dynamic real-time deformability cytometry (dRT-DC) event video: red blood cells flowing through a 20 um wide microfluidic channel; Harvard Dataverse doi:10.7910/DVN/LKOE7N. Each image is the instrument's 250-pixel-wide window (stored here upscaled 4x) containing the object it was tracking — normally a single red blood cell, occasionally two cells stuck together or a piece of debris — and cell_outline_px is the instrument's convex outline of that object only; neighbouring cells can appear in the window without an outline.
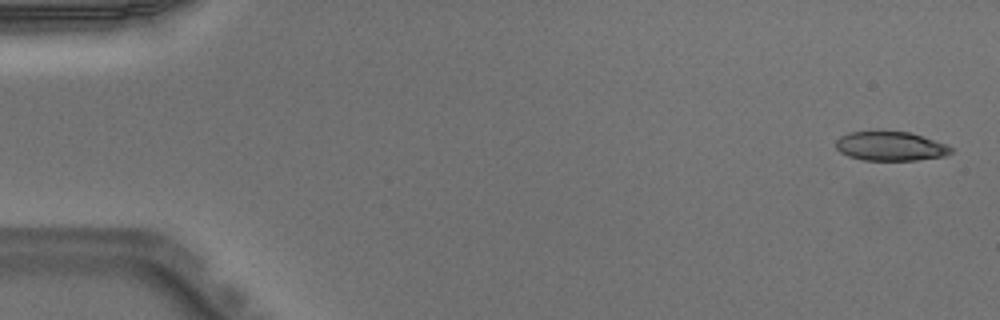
{"species": "Egyptian fruit bat (a non-hibernating species)", "species_latin": "Rousettus aegyptiacus", "temperature_condition": "warm", "stored_images_in_passage": 4, "camera_frame_rate_fps": 3000, "um_per_image_px": 0.085, "animal": {"sex": "male"}, "frame": {"image": 1, "passage_image": 1, "time_ms": 0.0, "image_size_px": [1000, 320], "cell_outline_px": [[952, 152], [944, 156], [916, 160], [864, 160], [848, 156], [840, 152], [836, 148], [836, 140], [840, 136], [848, 132], [912, 132], [948, 144], [952, 148]], "centroid_in_image_um": [75.71, 12.43], "position_along_channel_um": 9.3, "area_um2": 19.59}}
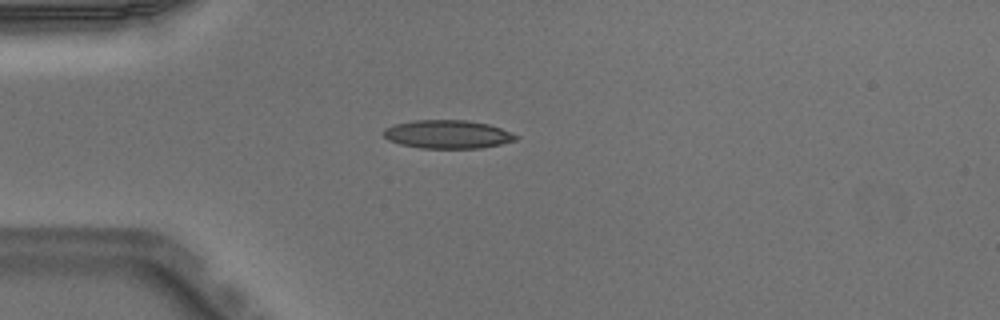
{"frame": {"image": 2, "passage_image": 3, "time_ms": 0.667, "image_size_px": [1000, 320], "cell_outline_px": [[520, 136], [516, 140], [500, 144], [480, 148], [420, 148], [400, 144], [388, 140], [384, 136], [384, 128], [396, 124], [416, 120], [468, 120], [488, 124], [512, 132]], "centroid_in_image_um": [38.07, 11.41], "position_along_channel_um": 46.9, "area_um2": 21.85}}